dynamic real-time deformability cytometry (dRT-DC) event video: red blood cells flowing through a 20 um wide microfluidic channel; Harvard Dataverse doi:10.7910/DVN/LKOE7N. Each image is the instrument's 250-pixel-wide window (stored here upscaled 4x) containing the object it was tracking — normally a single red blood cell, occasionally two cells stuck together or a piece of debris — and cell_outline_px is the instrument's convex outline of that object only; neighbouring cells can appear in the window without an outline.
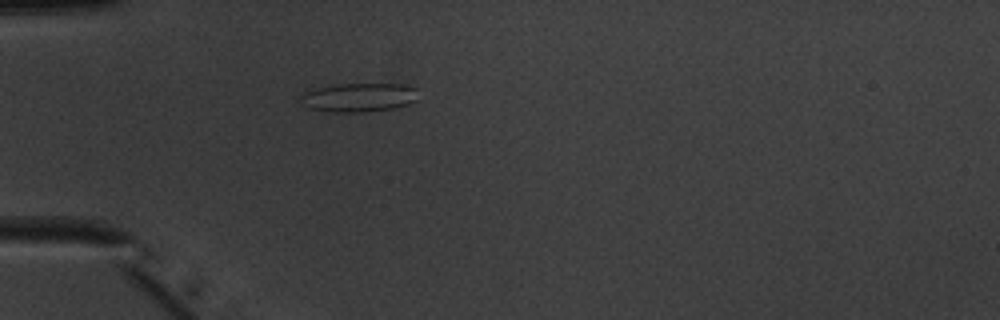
{"species": "common noctule bat (a hibernating species)", "species_latin": "Nyctalus noctula", "temperature_condition": "warm", "stored_images_in_passage": 52, "camera_frame_rate_fps": 3000, "um_per_image_px": 0.085, "animal": {"sex": "male", "body_mass_g": 20.1, "forearm_length_mm": 53.5}, "frame": {"image": 1, "passage_image": 16, "time_ms": 5.0, "image_size_px": [1000, 320], "cell_outline_px": [[416, 100], [408, 104], [396, 108], [368, 112], [332, 112], [308, 108], [304, 104], [300, 96], [304, 92], [320, 88], [340, 84], [404, 84], [416, 88]], "centroid_in_image_um": [30.54, 8.29], "position_along_channel_um": 54.5, "area_um2": 19.65}}
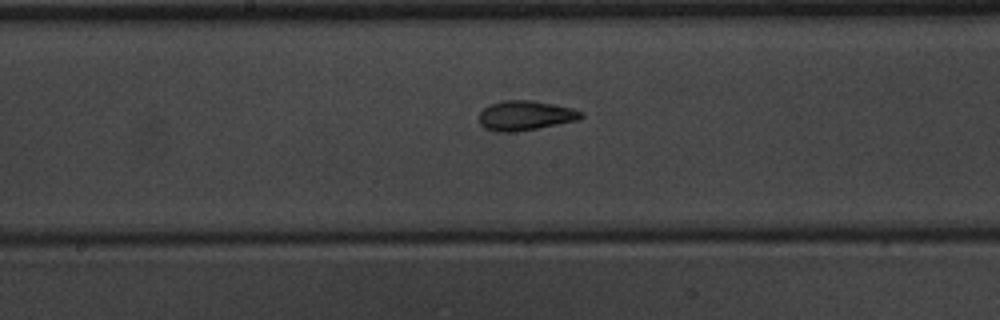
{"frame": {"image": 2, "passage_image": 28, "time_ms": 9.0, "image_size_px": [1000, 320], "cell_outline_px": [[584, 116], [580, 120], [536, 128], [512, 132], [496, 132], [484, 128], [480, 124], [480, 112], [484, 108], [492, 104], [504, 100], [532, 100], [572, 108], [584, 112]], "centroid_in_image_um": [44.67, 9.82], "position_along_channel_um": 203.5, "area_um2": 17.57}}
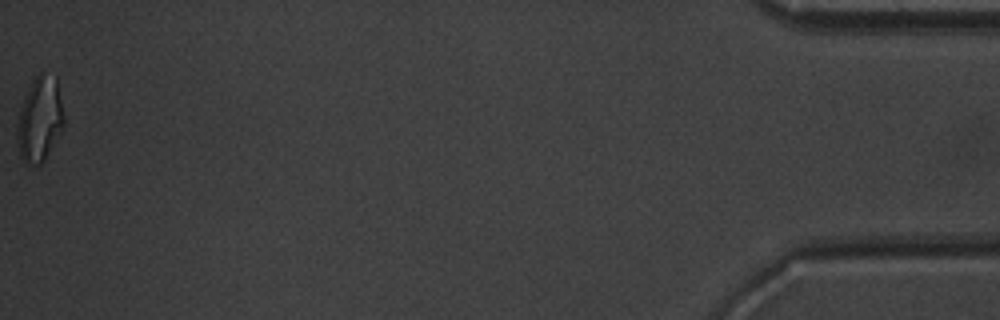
{"frame": {"image": 3, "passage_image": 52, "time_ms": 17.0, "image_size_px": [1000, 320], "cell_outline_px": [[64, 124], [44, 160], [40, 164], [24, 164], [20, 156], [16, 140], [20, 112], [24, 100], [36, 76], [40, 72], [56, 76], [64, 116]], "centroid_in_image_um": [3.38, 10.16], "position_along_channel_um": 431.8, "area_um2": 22.48}, "authors_computed_cell_mechanics": {"area_um2": 18.1781, "velocity_mm_per_s": 3.9821, "shape_relaxation_time_tau1_ms": 9.7016, "shape_relaxation_time_tau2_ms": 1.6235, "deformation_change_tau1": 0.233, "deformation_change_tau2": 0.087}}